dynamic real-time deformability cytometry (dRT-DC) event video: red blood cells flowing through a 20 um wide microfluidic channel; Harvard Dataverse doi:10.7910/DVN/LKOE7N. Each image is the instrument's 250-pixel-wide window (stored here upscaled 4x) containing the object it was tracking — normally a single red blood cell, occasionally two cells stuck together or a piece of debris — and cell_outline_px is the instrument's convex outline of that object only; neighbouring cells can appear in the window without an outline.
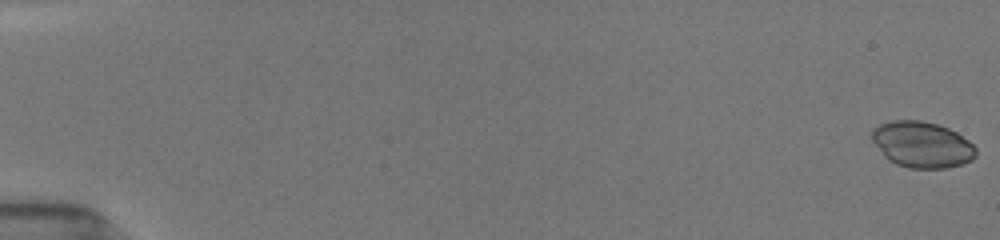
{"species": "common noctule bat (a hibernating species)", "species_latin": "Nyctalus noctula", "temperature_condition": "room temperature", "stored_images_in_passage": 46, "camera_frame_rate_fps": 3000, "um_per_image_px": 0.085, "animal": {"sex": "female", "body_mass_g": 19.5, "forearm_length_mm": 54.1}, "frame": {"image": 1, "passage_image": 1, "time_ms": 0.0, "image_size_px": [1000, 240], "cell_outline_px": [[976, 156], [972, 160], [960, 164], [944, 168], [912, 168], [896, 164], [888, 160], [884, 156], [872, 140], [872, 128], [880, 124], [892, 120], [920, 120], [936, 124], [948, 128], [956, 132], [968, 140], [976, 148]], "centroid_in_image_um": [78.36, 12.28], "position_along_channel_um": 6.6, "area_um2": 27.8}}
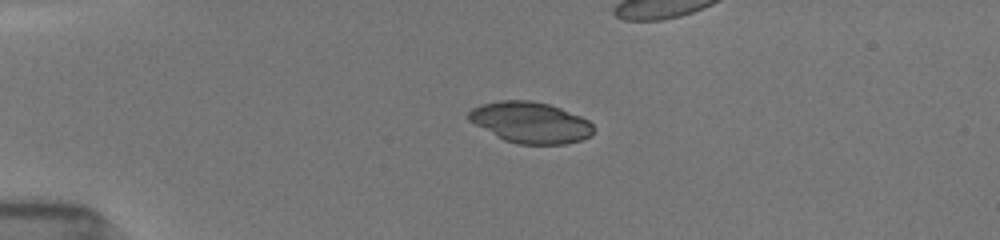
{"frame": {"image": 2, "passage_image": 14, "time_ms": 4.333, "image_size_px": [1000, 240], "cell_outline_px": [[596, 128], [592, 136], [580, 140], [564, 144], [516, 144], [504, 140], [468, 120], [468, 112], [472, 108], [480, 104], [500, 100], [528, 100], [548, 104], [560, 108], [580, 116], [588, 120]], "centroid_in_image_um": [45.1, 10.41], "position_along_channel_um": 39.9, "area_um2": 29.88}}